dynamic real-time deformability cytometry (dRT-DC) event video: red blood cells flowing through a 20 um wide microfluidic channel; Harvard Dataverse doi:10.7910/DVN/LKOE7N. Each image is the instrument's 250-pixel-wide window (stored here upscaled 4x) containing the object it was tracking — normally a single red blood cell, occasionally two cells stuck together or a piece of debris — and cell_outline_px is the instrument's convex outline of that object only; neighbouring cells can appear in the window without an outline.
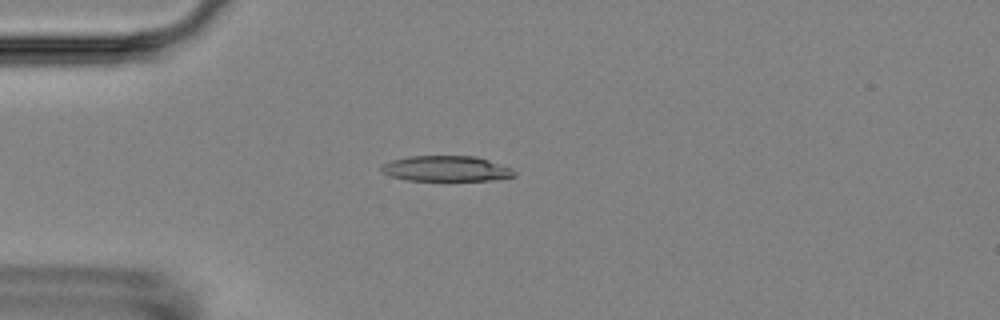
{"species": "Egyptian fruit bat (a non-hibernating species)", "species_latin": "Rousettus aegyptiacus", "temperature_condition": "room temperature", "stored_images_in_passage": 11, "camera_frame_rate_fps": 3000, "um_per_image_px": 0.085, "animal": {"sex": "female"}, "frame": {"image": 1, "passage_image": 4, "time_ms": 4.333, "image_size_px": [1000, 320], "cell_outline_px": [[516, 176], [492, 180], [408, 180], [392, 176], [384, 172], [380, 168], [384, 164], [392, 160], [408, 156], [472, 156], [488, 160], [512, 168], [516, 172]], "centroid_in_image_um": [37.96, 14.33], "position_along_channel_um": 47.0, "area_um2": 19.48}}
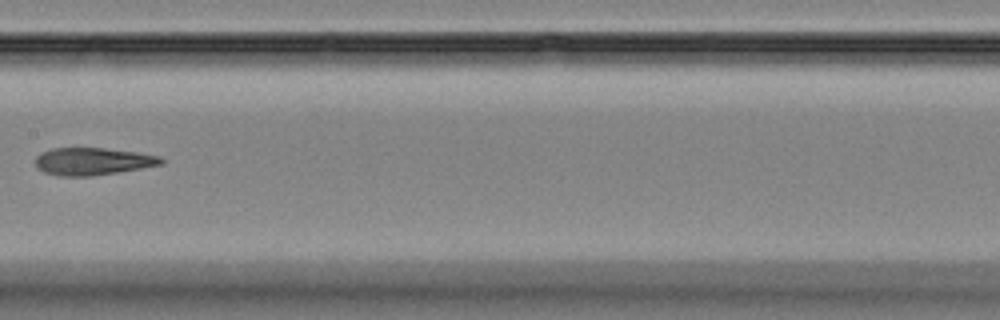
{"frame": {"image": 2, "passage_image": 8, "time_ms": 9.0, "image_size_px": [1000, 320], "cell_outline_px": [[164, 164], [92, 176], [60, 176], [44, 172], [36, 164], [36, 156], [40, 152], [52, 148], [104, 148], [136, 152], [160, 156], [164, 160]], "centroid_in_image_um": [7.88, 13.71], "position_along_channel_um": 199.5, "area_um2": 19.94}}
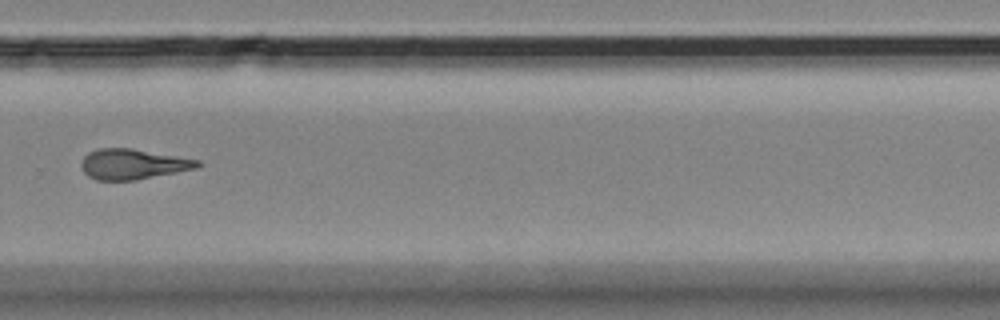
{"frame": {"image": 3, "passage_image": 11, "time_ms": 12.333, "image_size_px": [1000, 320], "cell_outline_px": [[204, 164], [196, 168], [136, 180], [96, 180], [88, 176], [84, 172], [80, 164], [84, 156], [88, 152], [96, 148], [132, 148], [200, 160]], "centroid_in_image_um": [11.28, 13.94], "position_along_channel_um": 318.5, "area_um2": 20.63}}